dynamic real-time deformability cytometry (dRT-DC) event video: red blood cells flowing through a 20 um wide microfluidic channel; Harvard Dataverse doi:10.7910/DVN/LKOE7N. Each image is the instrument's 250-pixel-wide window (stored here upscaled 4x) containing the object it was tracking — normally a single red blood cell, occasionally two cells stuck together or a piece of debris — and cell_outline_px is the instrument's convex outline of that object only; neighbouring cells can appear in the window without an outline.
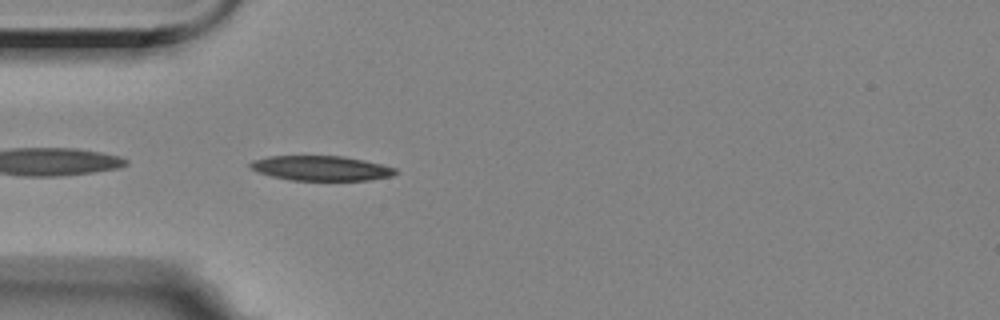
{"species": "Egyptian fruit bat (a non-hibernating species)", "species_latin": "Rousettus aegyptiacus", "temperature_condition": "room temperature", "stored_images_in_passage": 42, "camera_frame_rate_fps": 3000, "um_per_image_px": 0.085, "animal": {"sex": "female"}, "frame": {"image": 1, "passage_image": 2, "time_ms": 0.333, "image_size_px": [1000, 320], "cell_outline_px": [[400, 172], [392, 176], [368, 180], [292, 180], [272, 176], [260, 172], [252, 168], [248, 164], [252, 160], [268, 156], [344, 156], [364, 160], [396, 168]], "centroid_in_image_um": [27.33, 14.29], "position_along_channel_um": 57.7, "area_um2": 20.92}}
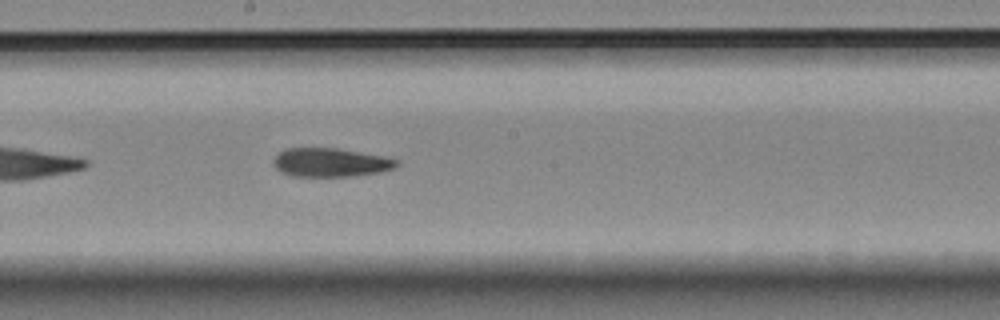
{"frame": {"image": 2, "passage_image": 16, "time_ms": 5.0, "image_size_px": [1000, 320], "cell_outline_px": [[400, 164], [396, 168], [380, 172], [352, 176], [292, 176], [280, 172], [272, 164], [272, 160], [280, 152], [288, 148], [336, 148], [384, 156], [400, 160]], "centroid_in_image_um": [28.12, 13.81], "position_along_channel_um": 220.1, "area_um2": 20.75}}
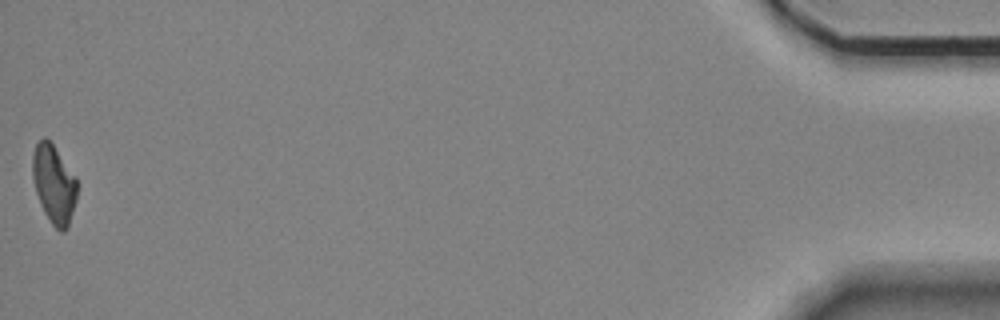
{"frame": {"image": 3, "passage_image": 42, "time_ms": 13.667, "image_size_px": [1000, 320], "cell_outline_px": [[76, 200], [68, 228], [64, 232], [60, 232], [52, 224], [44, 212], [36, 192], [32, 176], [32, 156], [36, 144], [44, 136], [52, 144], [76, 176]], "centroid_in_image_um": [4.58, 15.66], "position_along_channel_um": 430.6, "area_um2": 20.23}, "authors_computed_cell_mechanics": {"area_um2": 21.0392, "velocity_mm_per_s": 3.532, "shape_relaxation_time_tau1_ms": null, "shape_relaxation_time_tau2_ms": 7.6368, "deformation_change_tau1": null, "deformation_change_tau2": 0.1716}}